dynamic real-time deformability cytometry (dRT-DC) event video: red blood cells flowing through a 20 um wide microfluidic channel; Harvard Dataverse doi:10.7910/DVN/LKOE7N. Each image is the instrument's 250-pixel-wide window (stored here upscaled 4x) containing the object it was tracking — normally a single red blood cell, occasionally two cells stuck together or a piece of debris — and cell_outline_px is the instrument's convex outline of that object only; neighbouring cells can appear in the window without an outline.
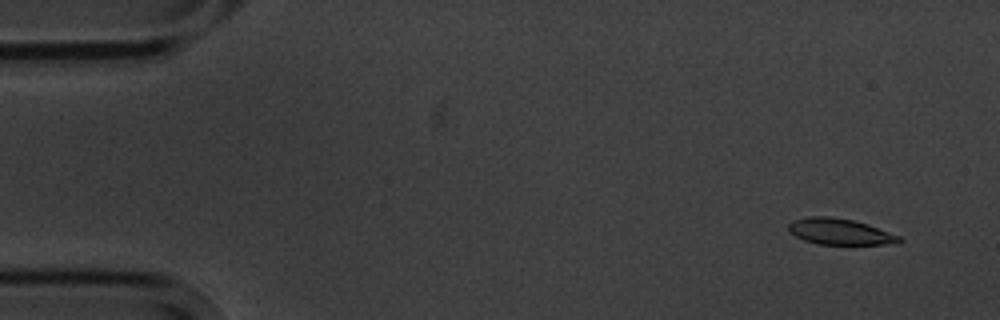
{"species": "common noctule bat (a hibernating species)", "species_latin": "Nyctalus noctula", "temperature_condition": "cold", "stored_images_in_passage": 6, "camera_frame_rate_fps": 3000, "um_per_image_px": 0.085, "animal": {"sex": "male", "body_mass_g": 20.1, "forearm_length_mm": 53.5}, "frame": {"image": 1, "passage_image": 1, "time_ms": 0.0, "image_size_px": [1000, 320], "cell_outline_px": [[904, 240], [900, 244], [816, 244], [804, 240], [796, 236], [788, 228], [788, 224], [792, 220], [808, 216], [828, 216], [852, 220], [868, 224], [900, 236]], "centroid_in_image_um": [71.42, 19.69], "position_along_channel_um": 13.6, "area_um2": 16.88}}
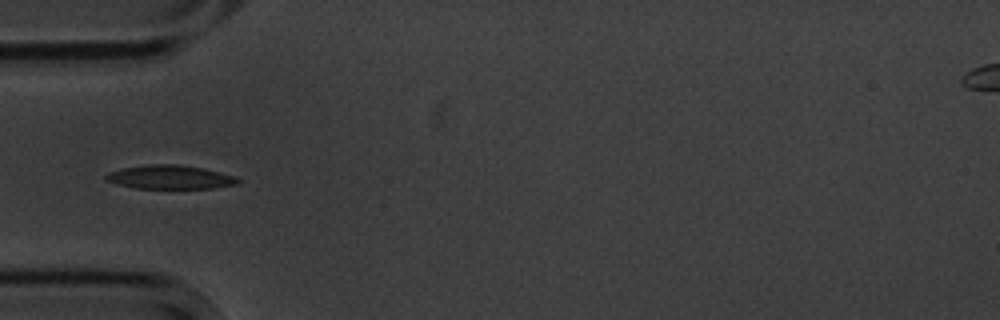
{"frame": {"image": 2, "passage_image": 5, "time_ms": 4.667, "image_size_px": [1000, 320], "cell_outline_px": [[240, 180], [236, 184], [212, 188], [136, 188], [116, 184], [104, 180], [104, 176], [108, 172], [124, 168], [148, 164], [176, 164], [200, 168], [220, 172], [236, 176]], "centroid_in_image_um": [14.41, 15.06], "position_along_channel_um": 70.6, "area_um2": 18.15}}
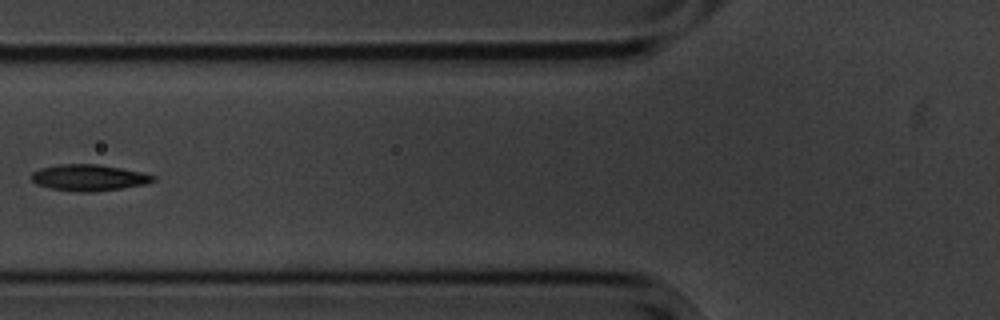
{"frame": {"image": 3, "passage_image": 6, "time_ms": 6.0, "image_size_px": [1000, 320], "cell_outline_px": [[156, 180], [148, 184], [120, 188], [88, 192], [80, 192], [48, 188], [36, 184], [32, 180], [32, 172], [40, 168], [60, 164], [100, 164], [144, 172], [156, 176]], "centroid_in_image_um": [7.58, 15.09], "position_along_channel_um": 118.2, "area_um2": 18.79}}